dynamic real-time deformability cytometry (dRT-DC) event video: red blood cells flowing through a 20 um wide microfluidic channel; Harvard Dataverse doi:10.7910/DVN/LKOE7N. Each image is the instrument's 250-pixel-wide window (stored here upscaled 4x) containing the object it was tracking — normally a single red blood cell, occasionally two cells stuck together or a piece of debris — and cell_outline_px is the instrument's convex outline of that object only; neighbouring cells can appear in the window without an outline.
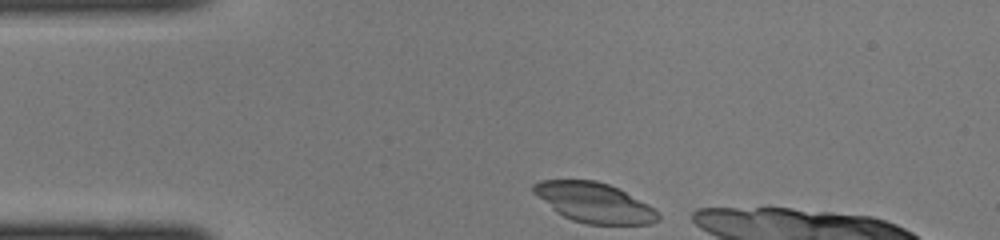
{"species": "common noctule bat (a hibernating species)", "species_latin": "Nyctalus noctula", "temperature_condition": "cold", "stored_images_in_passage": 6, "camera_frame_rate_fps": 3000, "um_per_image_px": 0.085, "animal": {"sex": "female", "body_mass_g": 22.0, "forearm_length_mm": 56.7}, "frame": {"image": 1, "passage_image": 1, "time_ms": 0.0, "image_size_px": [1000, 240], "cell_outline_px": [[660, 220], [652, 224], [584, 224], [572, 220], [556, 212], [532, 192], [532, 184], [540, 180], [596, 180], [608, 184], [656, 208], [660, 212]], "centroid_in_image_um": [50.52, 17.23], "position_along_channel_um": 34.5, "area_um2": 28.96}}